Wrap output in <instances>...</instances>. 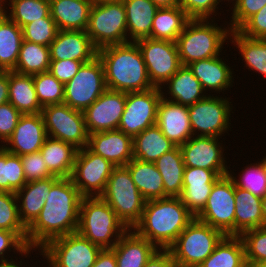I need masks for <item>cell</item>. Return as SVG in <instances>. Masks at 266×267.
I'll list each match as a JSON object with an SVG mask.
<instances>
[{
  "mask_svg": "<svg viewBox=\"0 0 266 267\" xmlns=\"http://www.w3.org/2000/svg\"><path fill=\"white\" fill-rule=\"evenodd\" d=\"M82 198L71 177L59 178L40 214L27 228V246L41 249L53 239L77 232Z\"/></svg>",
  "mask_w": 266,
  "mask_h": 267,
  "instance_id": "6da1fadb",
  "label": "cell"
},
{
  "mask_svg": "<svg viewBox=\"0 0 266 267\" xmlns=\"http://www.w3.org/2000/svg\"><path fill=\"white\" fill-rule=\"evenodd\" d=\"M194 218L180 197L149 200L133 230L157 249H169Z\"/></svg>",
  "mask_w": 266,
  "mask_h": 267,
  "instance_id": "7a4b0ae2",
  "label": "cell"
},
{
  "mask_svg": "<svg viewBox=\"0 0 266 267\" xmlns=\"http://www.w3.org/2000/svg\"><path fill=\"white\" fill-rule=\"evenodd\" d=\"M97 55L104 66L107 89L128 93L154 88L136 42L106 46Z\"/></svg>",
  "mask_w": 266,
  "mask_h": 267,
  "instance_id": "3957f363",
  "label": "cell"
},
{
  "mask_svg": "<svg viewBox=\"0 0 266 267\" xmlns=\"http://www.w3.org/2000/svg\"><path fill=\"white\" fill-rule=\"evenodd\" d=\"M230 31L215 19H190L176 41L181 65L221 55Z\"/></svg>",
  "mask_w": 266,
  "mask_h": 267,
  "instance_id": "277c9868",
  "label": "cell"
},
{
  "mask_svg": "<svg viewBox=\"0 0 266 267\" xmlns=\"http://www.w3.org/2000/svg\"><path fill=\"white\" fill-rule=\"evenodd\" d=\"M128 230L111 206L101 197H83L77 232L102 249H112Z\"/></svg>",
  "mask_w": 266,
  "mask_h": 267,
  "instance_id": "5b68a950",
  "label": "cell"
},
{
  "mask_svg": "<svg viewBox=\"0 0 266 267\" xmlns=\"http://www.w3.org/2000/svg\"><path fill=\"white\" fill-rule=\"evenodd\" d=\"M224 236L220 230L194 218L169 248L174 266L198 267Z\"/></svg>",
  "mask_w": 266,
  "mask_h": 267,
  "instance_id": "8992f818",
  "label": "cell"
},
{
  "mask_svg": "<svg viewBox=\"0 0 266 267\" xmlns=\"http://www.w3.org/2000/svg\"><path fill=\"white\" fill-rule=\"evenodd\" d=\"M101 197L128 229L140 221L146 200L137 189L126 166L114 167Z\"/></svg>",
  "mask_w": 266,
  "mask_h": 267,
  "instance_id": "52a82bcc",
  "label": "cell"
},
{
  "mask_svg": "<svg viewBox=\"0 0 266 267\" xmlns=\"http://www.w3.org/2000/svg\"><path fill=\"white\" fill-rule=\"evenodd\" d=\"M86 33L97 50L110 45L127 43L126 10L123 2H94Z\"/></svg>",
  "mask_w": 266,
  "mask_h": 267,
  "instance_id": "ba28073f",
  "label": "cell"
},
{
  "mask_svg": "<svg viewBox=\"0 0 266 267\" xmlns=\"http://www.w3.org/2000/svg\"><path fill=\"white\" fill-rule=\"evenodd\" d=\"M218 96L209 93L206 98L188 106L193 136L221 138L229 128L232 129L230 118L234 106L229 97Z\"/></svg>",
  "mask_w": 266,
  "mask_h": 267,
  "instance_id": "9c48e42d",
  "label": "cell"
},
{
  "mask_svg": "<svg viewBox=\"0 0 266 267\" xmlns=\"http://www.w3.org/2000/svg\"><path fill=\"white\" fill-rule=\"evenodd\" d=\"M107 90L104 66L98 55L83 63L77 74L64 84L63 103L84 111Z\"/></svg>",
  "mask_w": 266,
  "mask_h": 267,
  "instance_id": "30bf717a",
  "label": "cell"
},
{
  "mask_svg": "<svg viewBox=\"0 0 266 267\" xmlns=\"http://www.w3.org/2000/svg\"><path fill=\"white\" fill-rule=\"evenodd\" d=\"M47 136L83 149L88 144L83 111L72 109L65 103L46 105L41 110Z\"/></svg>",
  "mask_w": 266,
  "mask_h": 267,
  "instance_id": "8fae6325",
  "label": "cell"
},
{
  "mask_svg": "<svg viewBox=\"0 0 266 267\" xmlns=\"http://www.w3.org/2000/svg\"><path fill=\"white\" fill-rule=\"evenodd\" d=\"M195 218L224 235H235L234 182L229 175L220 177L214 183L206 205Z\"/></svg>",
  "mask_w": 266,
  "mask_h": 267,
  "instance_id": "7c38bea8",
  "label": "cell"
},
{
  "mask_svg": "<svg viewBox=\"0 0 266 267\" xmlns=\"http://www.w3.org/2000/svg\"><path fill=\"white\" fill-rule=\"evenodd\" d=\"M114 167L86 146L77 151L71 179L83 197L101 196Z\"/></svg>",
  "mask_w": 266,
  "mask_h": 267,
  "instance_id": "4fadbf2b",
  "label": "cell"
},
{
  "mask_svg": "<svg viewBox=\"0 0 266 267\" xmlns=\"http://www.w3.org/2000/svg\"><path fill=\"white\" fill-rule=\"evenodd\" d=\"M154 87H162L182 66L176 42L151 38L136 41Z\"/></svg>",
  "mask_w": 266,
  "mask_h": 267,
  "instance_id": "5bb4252c",
  "label": "cell"
},
{
  "mask_svg": "<svg viewBox=\"0 0 266 267\" xmlns=\"http://www.w3.org/2000/svg\"><path fill=\"white\" fill-rule=\"evenodd\" d=\"M162 98L161 88L128 92L118 130L134 138L146 128L156 125L157 109Z\"/></svg>",
  "mask_w": 266,
  "mask_h": 267,
  "instance_id": "9a60e30c",
  "label": "cell"
},
{
  "mask_svg": "<svg viewBox=\"0 0 266 267\" xmlns=\"http://www.w3.org/2000/svg\"><path fill=\"white\" fill-rule=\"evenodd\" d=\"M41 249L57 267H92L102 250L78 232L53 239Z\"/></svg>",
  "mask_w": 266,
  "mask_h": 267,
  "instance_id": "2e32d148",
  "label": "cell"
},
{
  "mask_svg": "<svg viewBox=\"0 0 266 267\" xmlns=\"http://www.w3.org/2000/svg\"><path fill=\"white\" fill-rule=\"evenodd\" d=\"M225 144L219 137L192 136L180 145L185 167H200L213 170L218 176L228 175V166L224 153Z\"/></svg>",
  "mask_w": 266,
  "mask_h": 267,
  "instance_id": "e0dca14e",
  "label": "cell"
},
{
  "mask_svg": "<svg viewBox=\"0 0 266 267\" xmlns=\"http://www.w3.org/2000/svg\"><path fill=\"white\" fill-rule=\"evenodd\" d=\"M127 93L107 89L83 111L88 134L117 130L125 109Z\"/></svg>",
  "mask_w": 266,
  "mask_h": 267,
  "instance_id": "ac0fdd59",
  "label": "cell"
},
{
  "mask_svg": "<svg viewBox=\"0 0 266 267\" xmlns=\"http://www.w3.org/2000/svg\"><path fill=\"white\" fill-rule=\"evenodd\" d=\"M46 137L41 113L22 114L13 134L3 147L14 155L31 154L40 151Z\"/></svg>",
  "mask_w": 266,
  "mask_h": 267,
  "instance_id": "d6986e66",
  "label": "cell"
},
{
  "mask_svg": "<svg viewBox=\"0 0 266 267\" xmlns=\"http://www.w3.org/2000/svg\"><path fill=\"white\" fill-rule=\"evenodd\" d=\"M87 147L115 167L133 159V138L118 129L90 134Z\"/></svg>",
  "mask_w": 266,
  "mask_h": 267,
  "instance_id": "ffe728a7",
  "label": "cell"
},
{
  "mask_svg": "<svg viewBox=\"0 0 266 267\" xmlns=\"http://www.w3.org/2000/svg\"><path fill=\"white\" fill-rule=\"evenodd\" d=\"M156 125L163 135L177 146L192 136L188 106L161 98L157 109Z\"/></svg>",
  "mask_w": 266,
  "mask_h": 267,
  "instance_id": "44dd1931",
  "label": "cell"
},
{
  "mask_svg": "<svg viewBox=\"0 0 266 267\" xmlns=\"http://www.w3.org/2000/svg\"><path fill=\"white\" fill-rule=\"evenodd\" d=\"M49 48L51 61L77 60L86 63L97 56V49L89 35L82 30H59Z\"/></svg>",
  "mask_w": 266,
  "mask_h": 267,
  "instance_id": "7402d4cb",
  "label": "cell"
},
{
  "mask_svg": "<svg viewBox=\"0 0 266 267\" xmlns=\"http://www.w3.org/2000/svg\"><path fill=\"white\" fill-rule=\"evenodd\" d=\"M222 59L221 56L202 59L187 65L200 81L203 89L212 93H219L233 87L234 76L230 65ZM217 91V92H216Z\"/></svg>",
  "mask_w": 266,
  "mask_h": 267,
  "instance_id": "603a6c76",
  "label": "cell"
},
{
  "mask_svg": "<svg viewBox=\"0 0 266 267\" xmlns=\"http://www.w3.org/2000/svg\"><path fill=\"white\" fill-rule=\"evenodd\" d=\"M59 179L50 178L27 182L16 192L19 217L23 225L28 228L38 217L47 199L51 186Z\"/></svg>",
  "mask_w": 266,
  "mask_h": 267,
  "instance_id": "cb8c5ba5",
  "label": "cell"
},
{
  "mask_svg": "<svg viewBox=\"0 0 266 267\" xmlns=\"http://www.w3.org/2000/svg\"><path fill=\"white\" fill-rule=\"evenodd\" d=\"M161 92L163 98L185 106L193 105L208 96L200 81L195 78L189 67L184 65L162 85Z\"/></svg>",
  "mask_w": 266,
  "mask_h": 267,
  "instance_id": "d4e9b609",
  "label": "cell"
},
{
  "mask_svg": "<svg viewBox=\"0 0 266 267\" xmlns=\"http://www.w3.org/2000/svg\"><path fill=\"white\" fill-rule=\"evenodd\" d=\"M117 267H144L157 248L146 238L128 229L114 245Z\"/></svg>",
  "mask_w": 266,
  "mask_h": 267,
  "instance_id": "484cf974",
  "label": "cell"
},
{
  "mask_svg": "<svg viewBox=\"0 0 266 267\" xmlns=\"http://www.w3.org/2000/svg\"><path fill=\"white\" fill-rule=\"evenodd\" d=\"M93 0H53L50 15L59 30L86 31Z\"/></svg>",
  "mask_w": 266,
  "mask_h": 267,
  "instance_id": "4316f807",
  "label": "cell"
},
{
  "mask_svg": "<svg viewBox=\"0 0 266 267\" xmlns=\"http://www.w3.org/2000/svg\"><path fill=\"white\" fill-rule=\"evenodd\" d=\"M128 42L151 38L152 23L159 7L152 0H123Z\"/></svg>",
  "mask_w": 266,
  "mask_h": 267,
  "instance_id": "83f0119b",
  "label": "cell"
},
{
  "mask_svg": "<svg viewBox=\"0 0 266 267\" xmlns=\"http://www.w3.org/2000/svg\"><path fill=\"white\" fill-rule=\"evenodd\" d=\"M235 198V236L243 232L266 226L263 218L261 198L250 191L236 187Z\"/></svg>",
  "mask_w": 266,
  "mask_h": 267,
  "instance_id": "f1b7e54d",
  "label": "cell"
},
{
  "mask_svg": "<svg viewBox=\"0 0 266 267\" xmlns=\"http://www.w3.org/2000/svg\"><path fill=\"white\" fill-rule=\"evenodd\" d=\"M77 151L72 144L49 136L40 149L49 172L59 178L71 177Z\"/></svg>",
  "mask_w": 266,
  "mask_h": 267,
  "instance_id": "f546056e",
  "label": "cell"
},
{
  "mask_svg": "<svg viewBox=\"0 0 266 267\" xmlns=\"http://www.w3.org/2000/svg\"><path fill=\"white\" fill-rule=\"evenodd\" d=\"M8 80V102L22 114L41 113L43 107L37 99L33 75H23L14 71H8Z\"/></svg>",
  "mask_w": 266,
  "mask_h": 267,
  "instance_id": "4dcf8cb0",
  "label": "cell"
},
{
  "mask_svg": "<svg viewBox=\"0 0 266 267\" xmlns=\"http://www.w3.org/2000/svg\"><path fill=\"white\" fill-rule=\"evenodd\" d=\"M126 167L146 201L164 198V183L155 163L133 158Z\"/></svg>",
  "mask_w": 266,
  "mask_h": 267,
  "instance_id": "1f68e13d",
  "label": "cell"
},
{
  "mask_svg": "<svg viewBox=\"0 0 266 267\" xmlns=\"http://www.w3.org/2000/svg\"><path fill=\"white\" fill-rule=\"evenodd\" d=\"M176 146L163 135L157 125H153L133 138V158L154 163Z\"/></svg>",
  "mask_w": 266,
  "mask_h": 267,
  "instance_id": "d6a6232c",
  "label": "cell"
},
{
  "mask_svg": "<svg viewBox=\"0 0 266 267\" xmlns=\"http://www.w3.org/2000/svg\"><path fill=\"white\" fill-rule=\"evenodd\" d=\"M164 183V198L180 197L183 189L185 164L179 146L166 152L155 162Z\"/></svg>",
  "mask_w": 266,
  "mask_h": 267,
  "instance_id": "836d02e7",
  "label": "cell"
},
{
  "mask_svg": "<svg viewBox=\"0 0 266 267\" xmlns=\"http://www.w3.org/2000/svg\"><path fill=\"white\" fill-rule=\"evenodd\" d=\"M189 20L190 18L179 5L161 7L153 19L151 39L176 42Z\"/></svg>",
  "mask_w": 266,
  "mask_h": 267,
  "instance_id": "e575fe53",
  "label": "cell"
},
{
  "mask_svg": "<svg viewBox=\"0 0 266 267\" xmlns=\"http://www.w3.org/2000/svg\"><path fill=\"white\" fill-rule=\"evenodd\" d=\"M22 41V28L0 10L1 71H13L15 69Z\"/></svg>",
  "mask_w": 266,
  "mask_h": 267,
  "instance_id": "d590c367",
  "label": "cell"
},
{
  "mask_svg": "<svg viewBox=\"0 0 266 267\" xmlns=\"http://www.w3.org/2000/svg\"><path fill=\"white\" fill-rule=\"evenodd\" d=\"M245 264V247L241 237L225 235L198 267H243Z\"/></svg>",
  "mask_w": 266,
  "mask_h": 267,
  "instance_id": "8d00e7d4",
  "label": "cell"
},
{
  "mask_svg": "<svg viewBox=\"0 0 266 267\" xmlns=\"http://www.w3.org/2000/svg\"><path fill=\"white\" fill-rule=\"evenodd\" d=\"M229 37L230 43L242 56L244 67L266 77V39L246 37L238 30H231Z\"/></svg>",
  "mask_w": 266,
  "mask_h": 267,
  "instance_id": "74e56055",
  "label": "cell"
},
{
  "mask_svg": "<svg viewBox=\"0 0 266 267\" xmlns=\"http://www.w3.org/2000/svg\"><path fill=\"white\" fill-rule=\"evenodd\" d=\"M50 48L23 40L15 69L16 73L35 75L49 71Z\"/></svg>",
  "mask_w": 266,
  "mask_h": 267,
  "instance_id": "f35d334b",
  "label": "cell"
},
{
  "mask_svg": "<svg viewBox=\"0 0 266 267\" xmlns=\"http://www.w3.org/2000/svg\"><path fill=\"white\" fill-rule=\"evenodd\" d=\"M8 1L9 2H6L0 10L21 28L26 24L35 20H40V18H45L50 14V2L45 0ZM6 5L9 6V9Z\"/></svg>",
  "mask_w": 266,
  "mask_h": 267,
  "instance_id": "ab89813d",
  "label": "cell"
},
{
  "mask_svg": "<svg viewBox=\"0 0 266 267\" xmlns=\"http://www.w3.org/2000/svg\"><path fill=\"white\" fill-rule=\"evenodd\" d=\"M26 183L20 156L0 146V192L16 193Z\"/></svg>",
  "mask_w": 266,
  "mask_h": 267,
  "instance_id": "60d3db41",
  "label": "cell"
},
{
  "mask_svg": "<svg viewBox=\"0 0 266 267\" xmlns=\"http://www.w3.org/2000/svg\"><path fill=\"white\" fill-rule=\"evenodd\" d=\"M0 229L15 232L27 244V228L19 217L16 193L0 192Z\"/></svg>",
  "mask_w": 266,
  "mask_h": 267,
  "instance_id": "b9f144b4",
  "label": "cell"
},
{
  "mask_svg": "<svg viewBox=\"0 0 266 267\" xmlns=\"http://www.w3.org/2000/svg\"><path fill=\"white\" fill-rule=\"evenodd\" d=\"M37 99L42 107L64 101V84L50 72L33 75Z\"/></svg>",
  "mask_w": 266,
  "mask_h": 267,
  "instance_id": "7bdbcfd3",
  "label": "cell"
},
{
  "mask_svg": "<svg viewBox=\"0 0 266 267\" xmlns=\"http://www.w3.org/2000/svg\"><path fill=\"white\" fill-rule=\"evenodd\" d=\"M239 176L231 169L228 175L236 187L250 191L253 195L262 198L266 194V177L261 168L260 162L246 164ZM234 173V174H233ZM239 177L238 179L235 177Z\"/></svg>",
  "mask_w": 266,
  "mask_h": 267,
  "instance_id": "ee69618b",
  "label": "cell"
},
{
  "mask_svg": "<svg viewBox=\"0 0 266 267\" xmlns=\"http://www.w3.org/2000/svg\"><path fill=\"white\" fill-rule=\"evenodd\" d=\"M240 237L245 247L246 264L258 266L266 261V226L247 230Z\"/></svg>",
  "mask_w": 266,
  "mask_h": 267,
  "instance_id": "f6af8a7d",
  "label": "cell"
},
{
  "mask_svg": "<svg viewBox=\"0 0 266 267\" xmlns=\"http://www.w3.org/2000/svg\"><path fill=\"white\" fill-rule=\"evenodd\" d=\"M58 31L59 29L50 14L22 27L23 40L44 46H50Z\"/></svg>",
  "mask_w": 266,
  "mask_h": 267,
  "instance_id": "bcb514c9",
  "label": "cell"
},
{
  "mask_svg": "<svg viewBox=\"0 0 266 267\" xmlns=\"http://www.w3.org/2000/svg\"><path fill=\"white\" fill-rule=\"evenodd\" d=\"M266 5V0H237L233 5L227 27L230 30H238L251 16L256 14Z\"/></svg>",
  "mask_w": 266,
  "mask_h": 267,
  "instance_id": "7dc6e473",
  "label": "cell"
},
{
  "mask_svg": "<svg viewBox=\"0 0 266 267\" xmlns=\"http://www.w3.org/2000/svg\"><path fill=\"white\" fill-rule=\"evenodd\" d=\"M213 185L183 186L182 203L196 217L206 205Z\"/></svg>",
  "mask_w": 266,
  "mask_h": 267,
  "instance_id": "c3c4849f",
  "label": "cell"
},
{
  "mask_svg": "<svg viewBox=\"0 0 266 267\" xmlns=\"http://www.w3.org/2000/svg\"><path fill=\"white\" fill-rule=\"evenodd\" d=\"M219 4L218 0H178V5L190 19H215V16L217 19Z\"/></svg>",
  "mask_w": 266,
  "mask_h": 267,
  "instance_id": "681fc988",
  "label": "cell"
},
{
  "mask_svg": "<svg viewBox=\"0 0 266 267\" xmlns=\"http://www.w3.org/2000/svg\"><path fill=\"white\" fill-rule=\"evenodd\" d=\"M26 182L53 177L40 151L20 156Z\"/></svg>",
  "mask_w": 266,
  "mask_h": 267,
  "instance_id": "f907efd6",
  "label": "cell"
},
{
  "mask_svg": "<svg viewBox=\"0 0 266 267\" xmlns=\"http://www.w3.org/2000/svg\"><path fill=\"white\" fill-rule=\"evenodd\" d=\"M28 249L27 244L15 232L0 229V263L15 260L13 259V255L8 259V253L12 250L14 254L17 252L18 255L19 252V255L22 256Z\"/></svg>",
  "mask_w": 266,
  "mask_h": 267,
  "instance_id": "816d5d0a",
  "label": "cell"
},
{
  "mask_svg": "<svg viewBox=\"0 0 266 267\" xmlns=\"http://www.w3.org/2000/svg\"><path fill=\"white\" fill-rule=\"evenodd\" d=\"M21 116L10 102L0 105V146L11 137Z\"/></svg>",
  "mask_w": 266,
  "mask_h": 267,
  "instance_id": "f5cc1de1",
  "label": "cell"
},
{
  "mask_svg": "<svg viewBox=\"0 0 266 267\" xmlns=\"http://www.w3.org/2000/svg\"><path fill=\"white\" fill-rule=\"evenodd\" d=\"M238 31L246 37L266 39V5L251 16Z\"/></svg>",
  "mask_w": 266,
  "mask_h": 267,
  "instance_id": "db71d44e",
  "label": "cell"
},
{
  "mask_svg": "<svg viewBox=\"0 0 266 267\" xmlns=\"http://www.w3.org/2000/svg\"><path fill=\"white\" fill-rule=\"evenodd\" d=\"M222 176H218L213 170L200 167H185L183 174V186L214 185Z\"/></svg>",
  "mask_w": 266,
  "mask_h": 267,
  "instance_id": "11a10c76",
  "label": "cell"
},
{
  "mask_svg": "<svg viewBox=\"0 0 266 267\" xmlns=\"http://www.w3.org/2000/svg\"><path fill=\"white\" fill-rule=\"evenodd\" d=\"M82 64V61L77 60L50 61L48 72H50L58 81L65 84L77 74Z\"/></svg>",
  "mask_w": 266,
  "mask_h": 267,
  "instance_id": "9f6ffc18",
  "label": "cell"
},
{
  "mask_svg": "<svg viewBox=\"0 0 266 267\" xmlns=\"http://www.w3.org/2000/svg\"><path fill=\"white\" fill-rule=\"evenodd\" d=\"M144 267H175L169 249H157Z\"/></svg>",
  "mask_w": 266,
  "mask_h": 267,
  "instance_id": "6f0895ef",
  "label": "cell"
},
{
  "mask_svg": "<svg viewBox=\"0 0 266 267\" xmlns=\"http://www.w3.org/2000/svg\"><path fill=\"white\" fill-rule=\"evenodd\" d=\"M92 267H117L115 252L112 249H102Z\"/></svg>",
  "mask_w": 266,
  "mask_h": 267,
  "instance_id": "680465c9",
  "label": "cell"
},
{
  "mask_svg": "<svg viewBox=\"0 0 266 267\" xmlns=\"http://www.w3.org/2000/svg\"><path fill=\"white\" fill-rule=\"evenodd\" d=\"M9 100L8 71H0V105Z\"/></svg>",
  "mask_w": 266,
  "mask_h": 267,
  "instance_id": "91938a15",
  "label": "cell"
},
{
  "mask_svg": "<svg viewBox=\"0 0 266 267\" xmlns=\"http://www.w3.org/2000/svg\"><path fill=\"white\" fill-rule=\"evenodd\" d=\"M33 251H35L36 252V249H31V248H29L26 252H25V254L24 255H22V259H20L18 262H16L17 260H18V256H17V258H16V260H13V261H10V262H5V263H0V267H22L23 266V264H24V259H23V257H29V255L31 254V252H33ZM22 260H23V262H22Z\"/></svg>",
  "mask_w": 266,
  "mask_h": 267,
  "instance_id": "94428289",
  "label": "cell"
},
{
  "mask_svg": "<svg viewBox=\"0 0 266 267\" xmlns=\"http://www.w3.org/2000/svg\"><path fill=\"white\" fill-rule=\"evenodd\" d=\"M159 8L178 5V0H152Z\"/></svg>",
  "mask_w": 266,
  "mask_h": 267,
  "instance_id": "6125c7cd",
  "label": "cell"
},
{
  "mask_svg": "<svg viewBox=\"0 0 266 267\" xmlns=\"http://www.w3.org/2000/svg\"><path fill=\"white\" fill-rule=\"evenodd\" d=\"M37 251H39V253H37L38 255H40V256L42 255V258L44 260L45 259L47 260L46 261L48 263V264L46 263V265H48L47 267H57L56 263L42 249H37ZM24 266L26 267L27 264L26 265L24 264ZM24 266H22V267H24ZM44 267H45V264H44Z\"/></svg>",
  "mask_w": 266,
  "mask_h": 267,
  "instance_id": "be15d7a7",
  "label": "cell"
},
{
  "mask_svg": "<svg viewBox=\"0 0 266 267\" xmlns=\"http://www.w3.org/2000/svg\"><path fill=\"white\" fill-rule=\"evenodd\" d=\"M262 203V213L264 221L266 222V194L261 198Z\"/></svg>",
  "mask_w": 266,
  "mask_h": 267,
  "instance_id": "e7e4bbea",
  "label": "cell"
},
{
  "mask_svg": "<svg viewBox=\"0 0 266 267\" xmlns=\"http://www.w3.org/2000/svg\"><path fill=\"white\" fill-rule=\"evenodd\" d=\"M259 162H260L261 168H262V170H263V173H264V175H265V177H266V154H265V156L261 159V161L259 160Z\"/></svg>",
  "mask_w": 266,
  "mask_h": 267,
  "instance_id": "03108f58",
  "label": "cell"
},
{
  "mask_svg": "<svg viewBox=\"0 0 266 267\" xmlns=\"http://www.w3.org/2000/svg\"><path fill=\"white\" fill-rule=\"evenodd\" d=\"M5 2H8V0H0V9L4 6Z\"/></svg>",
  "mask_w": 266,
  "mask_h": 267,
  "instance_id": "003e7915",
  "label": "cell"
},
{
  "mask_svg": "<svg viewBox=\"0 0 266 267\" xmlns=\"http://www.w3.org/2000/svg\"><path fill=\"white\" fill-rule=\"evenodd\" d=\"M220 3L222 2V1H224V2H228V1H230L231 3H232V5L237 1V0H218Z\"/></svg>",
  "mask_w": 266,
  "mask_h": 267,
  "instance_id": "a7ac6f4b",
  "label": "cell"
},
{
  "mask_svg": "<svg viewBox=\"0 0 266 267\" xmlns=\"http://www.w3.org/2000/svg\"><path fill=\"white\" fill-rule=\"evenodd\" d=\"M94 2H101V1H123V0H93Z\"/></svg>",
  "mask_w": 266,
  "mask_h": 267,
  "instance_id": "89a4df30",
  "label": "cell"
},
{
  "mask_svg": "<svg viewBox=\"0 0 266 267\" xmlns=\"http://www.w3.org/2000/svg\"><path fill=\"white\" fill-rule=\"evenodd\" d=\"M257 267H266V261L260 263Z\"/></svg>",
  "mask_w": 266,
  "mask_h": 267,
  "instance_id": "2644e50d",
  "label": "cell"
},
{
  "mask_svg": "<svg viewBox=\"0 0 266 267\" xmlns=\"http://www.w3.org/2000/svg\"><path fill=\"white\" fill-rule=\"evenodd\" d=\"M243 267H257L255 265L245 264Z\"/></svg>",
  "mask_w": 266,
  "mask_h": 267,
  "instance_id": "8c879c8a",
  "label": "cell"
}]
</instances>
